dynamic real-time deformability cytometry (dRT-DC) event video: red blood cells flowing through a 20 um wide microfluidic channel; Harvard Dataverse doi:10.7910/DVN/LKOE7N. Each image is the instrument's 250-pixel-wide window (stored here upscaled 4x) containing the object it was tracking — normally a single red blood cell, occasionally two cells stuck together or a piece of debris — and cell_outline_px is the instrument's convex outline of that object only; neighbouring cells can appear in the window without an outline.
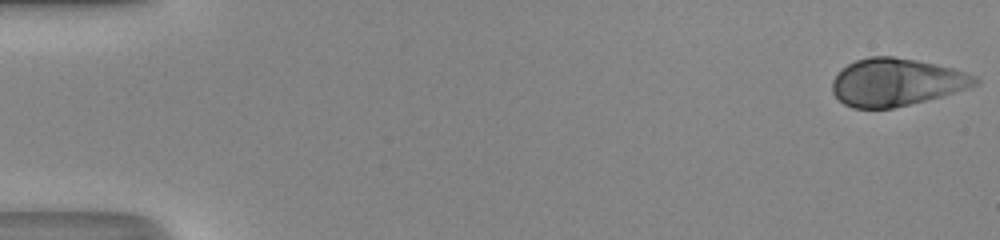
{"species": "human", "species_latin": "Homo sapiens", "temperature_condition": "room temperature", "stored_images_in_passage": 49, "camera_frame_rate_fps": 3000, "um_per_image_px": 0.085, "donor": {"sex": "male"}, "frame": {"image": 1, "passage_image": 1, "time_ms": 0.0, "image_size_px": [1000, 240], "cell_outline_px": [[980, 80], [976, 84], [968, 88], [940, 96], [892, 108], [852, 108], [844, 104], [832, 92], [832, 80], [840, 68], [856, 60], [868, 56], [892, 56], [916, 60], [936, 64], [952, 68], [976, 76]], "centroid_in_image_um": [76.14, 6.97], "position_along_channel_um": 8.9, "area_um2": 39.36}}
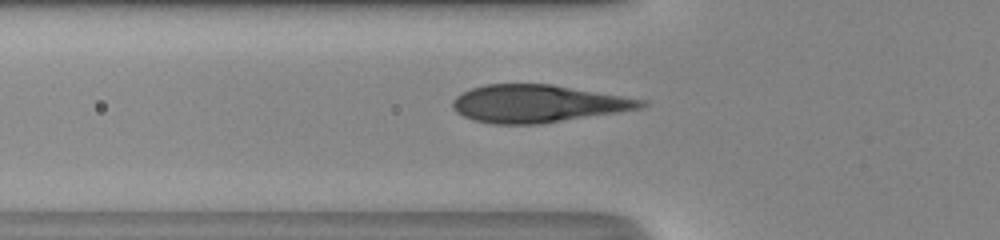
{"frame": {"image": 2, "passage_image": 18, "time_ms": 5.667, "image_size_px": [1000, 240], "cell_outline_px": [[648, 104], [640, 108], [616, 112], [540, 124], [496, 124], [476, 120], [464, 116], [456, 112], [452, 108], [452, 100], [456, 96], [472, 88], [484, 84], [552, 84], [648, 100]], "centroid_in_image_um": [45.71, 8.8], "position_along_channel_um": 80.1, "area_um2": 41.04}}
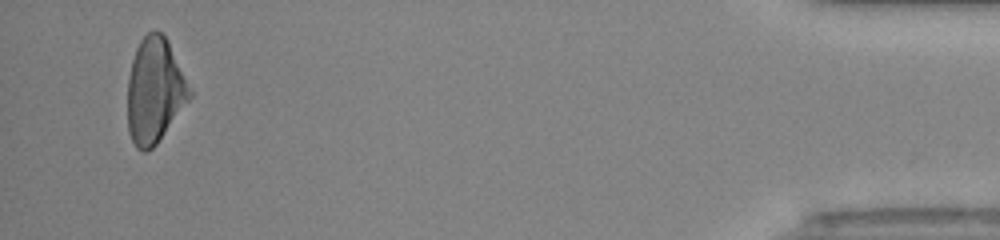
{"frame": {"image": 3, "passage_image": 47, "time_ms": 15.333, "image_size_px": [1000, 240], "cell_outline_px": [[192, 96], [156, 144], [148, 152], [144, 152], [136, 148], [128, 132], [128, 76], [132, 60], [136, 48], [140, 40], [148, 32], [156, 28], [168, 40], [192, 92]], "centroid_in_image_um": [13.13, 7.7], "position_along_channel_um": 422.1, "area_um2": 37.92}}